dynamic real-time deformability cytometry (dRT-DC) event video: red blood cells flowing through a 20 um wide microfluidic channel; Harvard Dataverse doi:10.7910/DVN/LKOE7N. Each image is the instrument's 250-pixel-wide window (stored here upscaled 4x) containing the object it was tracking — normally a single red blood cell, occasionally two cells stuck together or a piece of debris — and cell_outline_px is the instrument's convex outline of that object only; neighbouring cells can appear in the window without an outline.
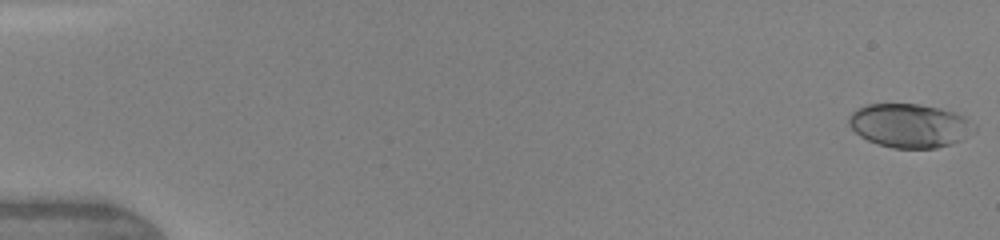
{"species": "human", "species_latin": "Homo sapiens", "temperature_condition": "warm", "stored_images_in_passage": 7, "camera_frame_rate_fps": 3000, "um_per_image_px": 0.085, "donor": {"sex": "female"}, "frame": {"image": 1, "passage_image": 1, "time_ms": 0.0, "image_size_px": [1000, 240], "cell_outline_px": [[976, 132], [952, 144], [936, 148], [892, 148], [868, 140], [860, 136], [848, 124], [848, 116], [856, 108], [868, 104], [920, 104], [940, 108], [956, 112], [964, 116], [976, 124]], "centroid_in_image_um": [77.36, 10.67], "position_along_channel_um": 7.6, "area_um2": 32.31}}
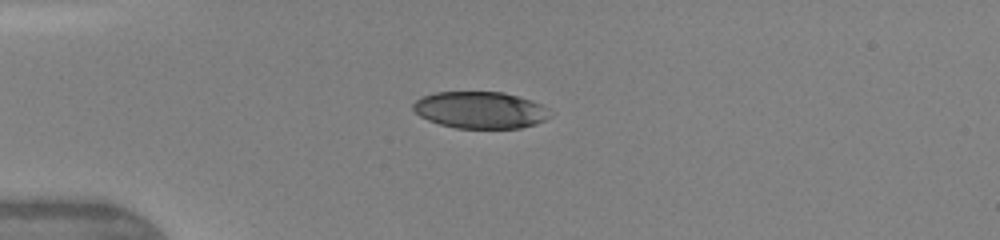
{"frame": {"image": 2, "passage_image": 6, "time_ms": 4.0, "image_size_px": [1000, 240], "cell_outline_px": [[552, 116], [536, 124], [520, 128], [456, 128], [440, 124], [428, 120], [420, 116], [412, 108], [412, 104], [416, 100], [424, 96], [436, 92], [504, 92], [532, 100], [540, 104]], "centroid_in_image_um": [40.81, 9.35], "position_along_channel_um": 44.2, "area_um2": 29.25}}